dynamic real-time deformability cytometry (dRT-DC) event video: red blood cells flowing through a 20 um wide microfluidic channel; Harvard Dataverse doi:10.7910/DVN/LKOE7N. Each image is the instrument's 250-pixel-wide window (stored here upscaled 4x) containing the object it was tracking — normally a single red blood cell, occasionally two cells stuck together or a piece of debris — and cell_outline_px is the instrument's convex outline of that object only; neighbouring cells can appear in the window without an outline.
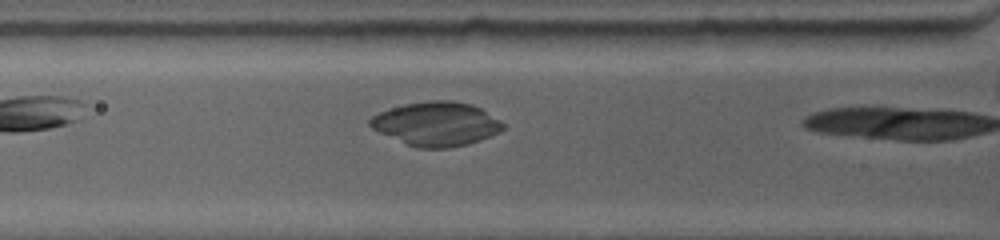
{"species": "common noctule bat (a hibernating species)", "species_latin": "Nyctalus noctula", "temperature_condition": "warm", "stored_images_in_passage": 11, "camera_frame_rate_fps": 4500, "um_per_image_px": 0.085, "animal": {"sex": "female", "body_mass_g": 19.0, "forearm_length_mm": 53.3}, "frame": {"image": 1, "passage_image": 4, "time_ms": 1.333, "image_size_px": [1000, 240], "cell_outline_px": [[504, 128], [500, 132], [464, 144], [444, 148], [420, 148], [408, 144], [380, 132], [372, 128], [368, 124], [368, 120], [372, 116], [380, 112], [404, 104], [428, 100], [452, 100], [472, 104], [480, 108], [500, 120], [504, 124]], "centroid_in_image_um": [37.08, 10.5], "position_along_channel_um": 88.7, "area_um2": 33.52}}
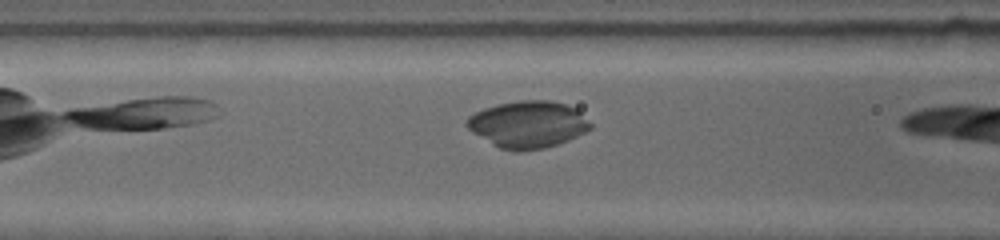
{"frame": {"image": 2, "passage_image": 6, "time_ms": 2.222, "image_size_px": [1000, 240], "cell_outline_px": [[592, 128], [576, 136], [556, 144], [540, 148], [500, 148], [472, 132], [464, 124], [464, 120], [472, 112], [496, 104], [516, 100], [552, 100], [568, 104], [576, 108], [592, 124]], "centroid_in_image_um": [44.85, 10.5], "position_along_channel_um": 121.8, "area_um2": 33.35}}